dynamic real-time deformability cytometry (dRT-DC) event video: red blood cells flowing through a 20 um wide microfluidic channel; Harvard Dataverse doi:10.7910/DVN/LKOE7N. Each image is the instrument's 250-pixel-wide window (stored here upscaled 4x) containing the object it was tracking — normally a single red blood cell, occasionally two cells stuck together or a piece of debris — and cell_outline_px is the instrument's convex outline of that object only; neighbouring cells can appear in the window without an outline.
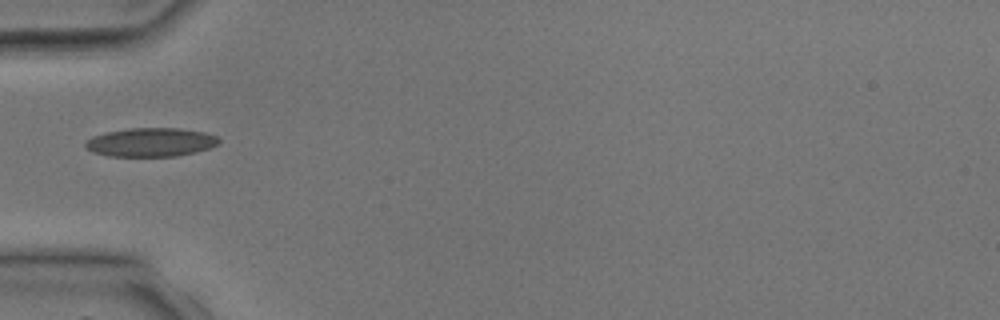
{"species": "common noctule bat (a hibernating species)", "species_latin": "Nyctalus noctula", "temperature_condition": "room temperature", "stored_images_in_passage": 4, "camera_frame_rate_fps": 3000, "um_per_image_px": 0.085, "animal": {"sex": "male", "body_mass_g": 17.9, "forearm_length_mm": 54.2}, "frame": {"image": 1, "passage_image": 4, "time_ms": 3.333, "image_size_px": [1000, 320], "cell_outline_px": [[220, 144], [196, 152], [176, 156], [108, 156], [92, 152], [84, 144], [92, 136], [104, 132], [128, 128], [180, 128], [204, 132], [216, 136], [220, 140]], "centroid_in_image_um": [12.82, 12.08], "position_along_channel_um": 72.2, "area_um2": 22.43}}